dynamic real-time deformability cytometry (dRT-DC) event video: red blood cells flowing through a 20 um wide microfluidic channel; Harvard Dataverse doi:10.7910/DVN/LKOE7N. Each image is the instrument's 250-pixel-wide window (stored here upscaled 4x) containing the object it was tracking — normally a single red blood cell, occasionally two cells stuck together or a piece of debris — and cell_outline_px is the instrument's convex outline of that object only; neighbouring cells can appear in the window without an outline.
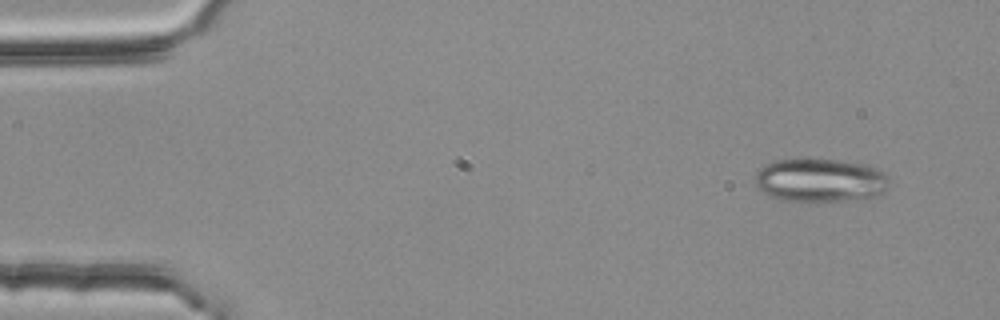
{"species": "common noctule bat (a hibernating species)", "species_latin": "Nyctalus noctula", "temperature_condition": "room temperature", "stored_images_in_passage": 2, "camera_frame_rate_fps": 3000, "um_per_image_px": 0.085, "animal": {"sex": "female", "body_mass_g": 25.1}, "frame": {"image": 1, "passage_image": 1, "time_ms": 0.0, "image_size_px": [1000, 320], "cell_outline_px": [[888, 184], [884, 192], [880, 196], [844, 200], [780, 200], [768, 196], [756, 184], [756, 172], [764, 164], [776, 160], [800, 156], [804, 156], [868, 164], [876, 168], [888, 176]], "centroid_in_image_um": [69.7, 15.27], "position_along_channel_um": 15.3, "area_um2": 34.51}}